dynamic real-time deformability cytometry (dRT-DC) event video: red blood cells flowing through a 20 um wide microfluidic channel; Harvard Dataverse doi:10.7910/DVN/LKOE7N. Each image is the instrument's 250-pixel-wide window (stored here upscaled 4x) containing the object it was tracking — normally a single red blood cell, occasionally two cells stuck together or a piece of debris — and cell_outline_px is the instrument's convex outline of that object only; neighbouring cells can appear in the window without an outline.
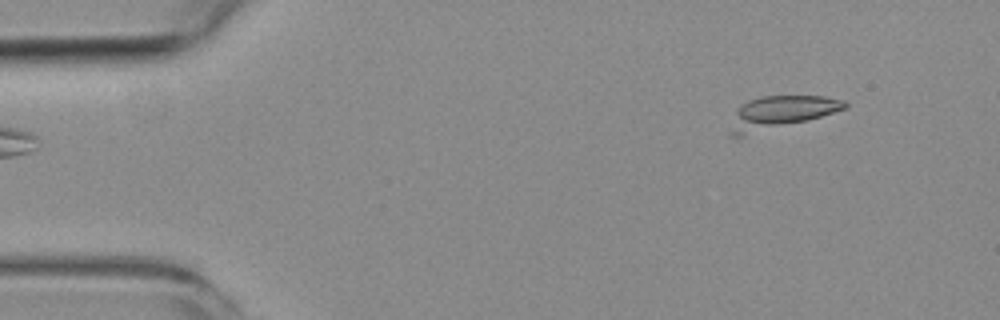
{"species": "common noctule bat (a hibernating species)", "species_latin": "Nyctalus noctula", "temperature_condition": "room temperature", "stored_images_in_passage": 5, "camera_frame_rate_fps": 3000, "um_per_image_px": 0.085, "animal": {"sex": "female", "body_mass_g": 19.3, "forearm_length_mm": 54.1}, "frame": {"image": 1, "passage_image": 2, "time_ms": 2.0, "image_size_px": [1000, 320], "cell_outline_px": [[848, 108], [808, 120], [740, 136], [728, 136], [728, 132], [736, 112], [748, 100], [760, 96], [824, 96], [844, 100], [848, 104]], "centroid_in_image_um": [66.39, 9.54], "position_along_channel_um": 18.6, "area_um2": 21.39}}
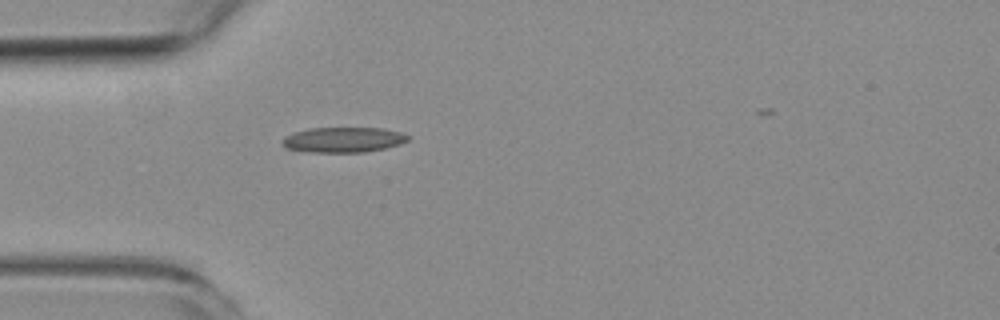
{"frame": {"image": 2, "passage_image": 5, "time_ms": 5.333, "image_size_px": [1000, 320], "cell_outline_px": [[412, 136], [408, 140], [400, 144], [384, 148], [364, 152], [312, 152], [288, 148], [280, 140], [284, 136], [292, 132], [308, 128], [384, 128], [400, 132]], "centroid_in_image_um": [29.19, 11.86], "position_along_channel_um": 55.8, "area_um2": 18.5}}